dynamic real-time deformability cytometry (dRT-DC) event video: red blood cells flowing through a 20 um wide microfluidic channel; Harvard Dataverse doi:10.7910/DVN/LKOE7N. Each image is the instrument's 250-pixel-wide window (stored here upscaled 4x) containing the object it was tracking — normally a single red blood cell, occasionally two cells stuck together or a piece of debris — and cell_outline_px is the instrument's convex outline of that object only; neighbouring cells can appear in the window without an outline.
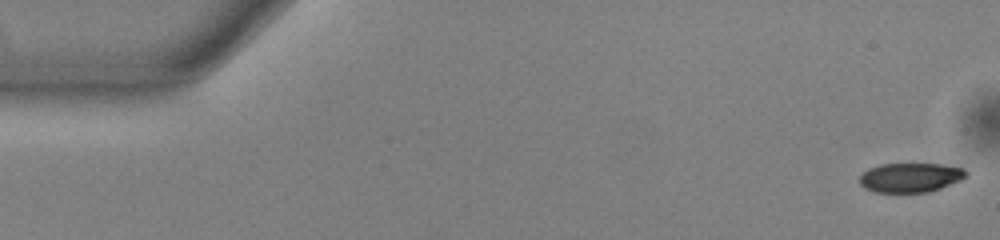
{"species": "common noctule bat (a hibernating species)", "species_latin": "Nyctalus noctula", "temperature_condition": "warm", "stored_images_in_passage": 53, "camera_frame_rate_fps": 3000, "um_per_image_px": 0.085, "animal": {"sex": "male", "body_mass_g": 13.0, "forearm_length_mm": 53.1}, "frame": {"image": 1, "passage_image": 1, "time_ms": 0.0, "image_size_px": [1000, 240], "cell_outline_px": [[968, 176], [960, 180], [940, 188], [928, 192], [876, 192], [864, 188], [860, 184], [860, 176], [868, 168], [880, 164], [944, 164], [964, 168], [968, 172]], "centroid_in_image_um": [77.4, 15.08], "position_along_channel_um": 7.6, "area_um2": 18.26}}
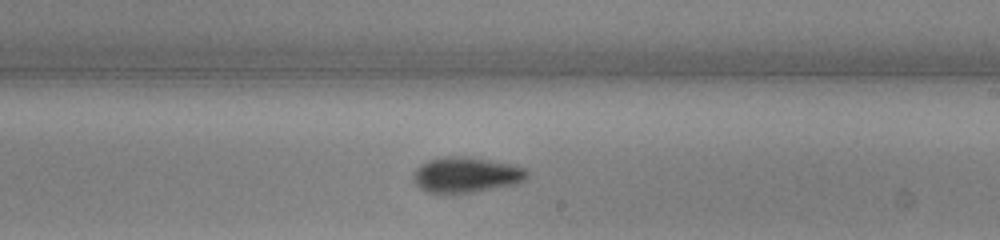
{"frame": {"image": 2, "passage_image": 31, "time_ms": 10.0, "image_size_px": [1000, 240], "cell_outline_px": [[528, 176], [524, 180], [516, 184], [472, 192], [428, 192], [420, 188], [412, 180], [412, 176], [416, 168], [420, 164], [428, 160], [444, 156], [468, 156], [492, 160], [524, 168], [528, 172]], "centroid_in_image_um": [39.59, 14.84], "position_along_channel_um": 249.4, "area_um2": 23.41}}
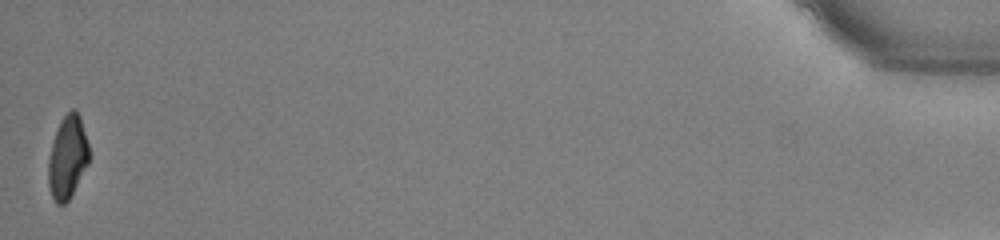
{"frame": {"image": 3, "passage_image": 53, "time_ms": 17.333, "image_size_px": [1000, 240], "cell_outline_px": [[88, 164], [68, 200], [64, 204], [56, 204], [52, 196], [48, 184], [48, 156], [60, 120], [72, 108], [76, 108], [80, 116], [88, 144]], "centroid_in_image_um": [5.73, 13.35], "position_along_channel_um": 429.5, "area_um2": 19.48}, "authors_computed_cell_mechanics": {"area_um2": 21.2704, "velocity_mm_per_s": 3.8359, "shape_relaxation_time_tau1_ms": 3.2728, "shape_relaxation_time_tau2_ms": 3.8545, "deformation_change_tau1": 0.1542, "deformation_change_tau2": 0.0911}}